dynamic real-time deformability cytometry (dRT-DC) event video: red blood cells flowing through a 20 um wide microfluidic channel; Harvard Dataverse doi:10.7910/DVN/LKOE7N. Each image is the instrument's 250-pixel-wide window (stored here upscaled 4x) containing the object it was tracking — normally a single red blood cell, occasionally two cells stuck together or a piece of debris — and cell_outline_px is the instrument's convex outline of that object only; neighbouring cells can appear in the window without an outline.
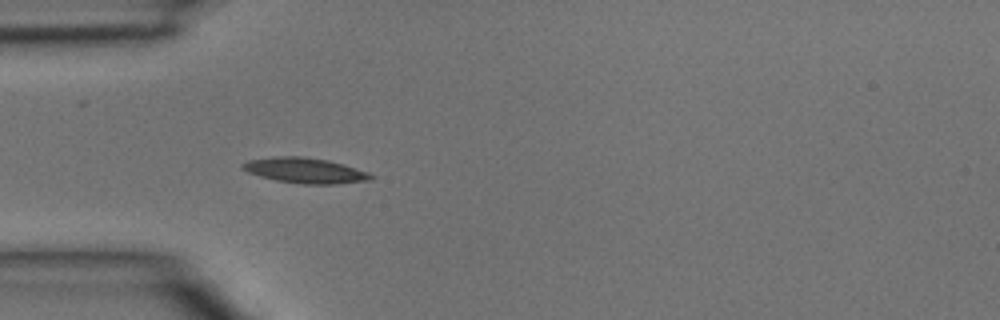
{"species": "common noctule bat (a hibernating species)", "species_latin": "Nyctalus noctula", "temperature_condition": "room temperature", "stored_images_in_passage": 3, "camera_frame_rate_fps": 3000, "um_per_image_px": 0.085, "animal": {"sex": "male", "body_mass_g": 15.6}, "frame": {"image": 1, "passage_image": 3, "time_ms": 0.667, "image_size_px": [1000, 320], "cell_outline_px": [[376, 176], [372, 180], [336, 184], [304, 184], [276, 180], [260, 176], [248, 172], [240, 168], [240, 164], [248, 160], [272, 156], [300, 156], [328, 160], [344, 164], [368, 172]], "centroid_in_image_um": [25.93, 14.48], "position_along_channel_um": 59.1, "area_um2": 19.13}}